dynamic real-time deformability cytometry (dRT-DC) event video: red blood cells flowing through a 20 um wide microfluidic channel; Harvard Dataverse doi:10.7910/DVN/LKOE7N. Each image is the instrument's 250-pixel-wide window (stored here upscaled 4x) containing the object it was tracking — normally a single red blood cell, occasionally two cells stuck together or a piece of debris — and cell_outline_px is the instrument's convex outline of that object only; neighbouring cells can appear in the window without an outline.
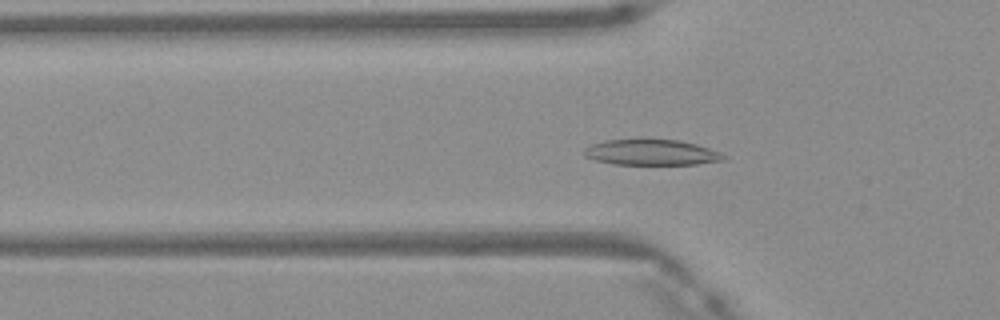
{"species": "Egyptian fruit bat (a non-hibernating species)", "species_latin": "Rousettus aegyptiacus", "temperature_condition": "warm", "stored_images_in_passage": 47, "camera_frame_rate_fps": 3000, "um_per_image_px": 0.085, "frame": {"image": 1, "passage_image": 14, "time_ms": 4.333, "image_size_px": [1000, 320], "cell_outline_px": [[728, 156], [724, 160], [696, 164], [612, 164], [596, 160], [584, 156], [584, 148], [592, 144], [604, 140], [680, 140], [696, 144], [720, 152]], "centroid_in_image_um": [55.38, 12.96], "position_along_channel_um": 70.4, "area_um2": 20.69}}
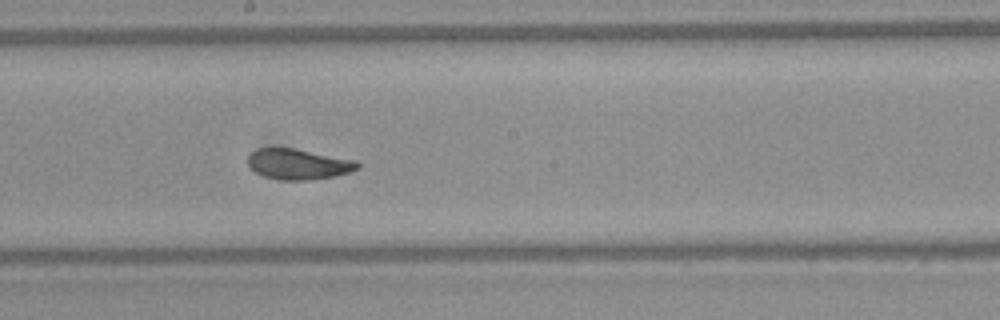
{"frame": {"image": 2, "passage_image": 25, "time_ms": 8.0, "image_size_px": [1000, 320], "cell_outline_px": [[360, 168], [348, 172], [332, 176], [308, 180], [280, 180], [264, 176], [256, 172], [248, 164], [248, 156], [256, 148], [292, 148], [356, 160], [360, 164]], "centroid_in_image_um": [25.35, 13.95], "position_along_channel_um": 222.8, "area_um2": 19.31}}
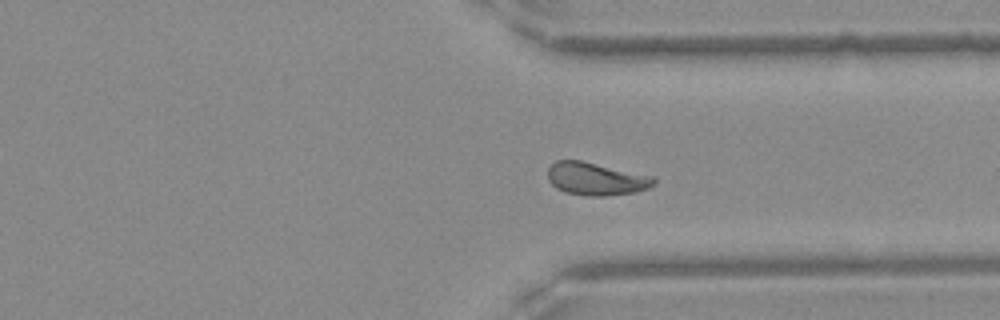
{"frame": {"image": 3, "passage_image": 35, "time_ms": 11.333, "image_size_px": [1000, 320], "cell_outline_px": [[656, 180], [648, 188], [636, 192], [608, 196], [584, 196], [564, 192], [556, 188], [548, 180], [548, 168], [556, 160], [580, 160], [656, 176]], "centroid_in_image_um": [50.67, 15.21], "position_along_channel_um": 360.7, "area_um2": 20.52}, "authors_computed_cell_mechanics": {"area_um2": 19.9988, "velocity_mm_per_s": 4.1327, "shape_relaxation_time_tau1_ms": 2.8371, "shape_relaxation_time_tau2_ms": 1.0753, "deformation_change_tau1": 0.1378, "deformation_change_tau2": 0.0681}}